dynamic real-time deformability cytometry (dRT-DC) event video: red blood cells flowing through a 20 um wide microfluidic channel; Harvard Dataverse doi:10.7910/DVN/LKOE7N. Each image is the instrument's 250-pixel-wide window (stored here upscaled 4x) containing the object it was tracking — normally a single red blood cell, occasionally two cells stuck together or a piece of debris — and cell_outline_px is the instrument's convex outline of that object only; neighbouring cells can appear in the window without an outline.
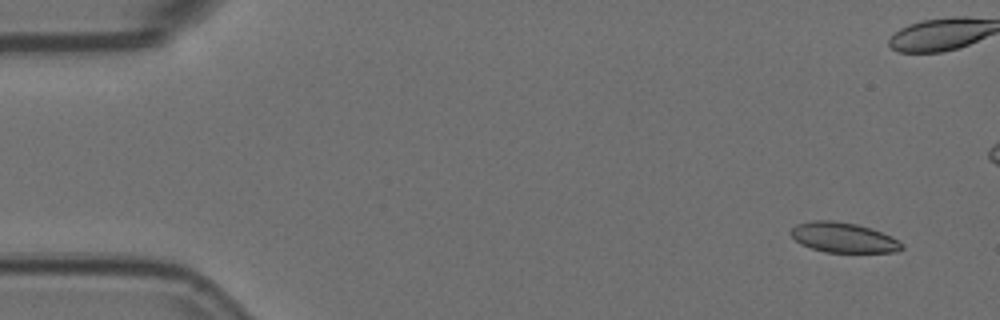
{"species": "Egyptian fruit bat (a non-hibernating species)", "species_latin": "Rousettus aegyptiacus", "temperature_condition": "room temperature", "stored_images_in_passage": 13, "camera_frame_rate_fps": 3000, "um_per_image_px": 0.085, "animal": {"sex": "female"}, "frame": {"image": 1, "passage_image": 1, "time_ms": 0.0, "image_size_px": [1000, 320], "cell_outline_px": [[904, 248], [896, 252], [824, 252], [800, 244], [788, 232], [796, 224], [812, 220], [836, 220], [856, 224], [880, 232], [904, 244]], "centroid_in_image_um": [71.64, 20.19], "position_along_channel_um": 13.4, "area_um2": 19.31}}
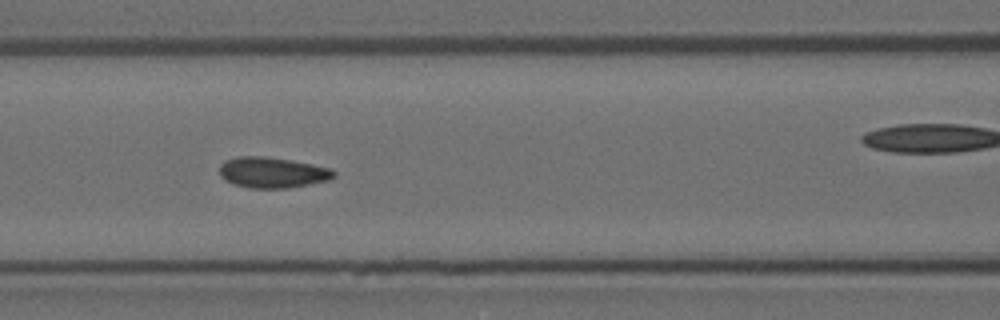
{"frame": {"image": 2, "passage_image": 6, "time_ms": 1.667, "image_size_px": [1000, 320], "cell_outline_px": [[336, 176], [332, 180], [288, 188], [248, 188], [232, 184], [224, 180], [220, 176], [220, 164], [224, 160], [236, 156], [264, 156], [292, 160], [332, 168], [336, 172]], "centroid_in_image_um": [23.16, 14.66], "position_along_channel_um": 143.4, "area_um2": 20.92}}